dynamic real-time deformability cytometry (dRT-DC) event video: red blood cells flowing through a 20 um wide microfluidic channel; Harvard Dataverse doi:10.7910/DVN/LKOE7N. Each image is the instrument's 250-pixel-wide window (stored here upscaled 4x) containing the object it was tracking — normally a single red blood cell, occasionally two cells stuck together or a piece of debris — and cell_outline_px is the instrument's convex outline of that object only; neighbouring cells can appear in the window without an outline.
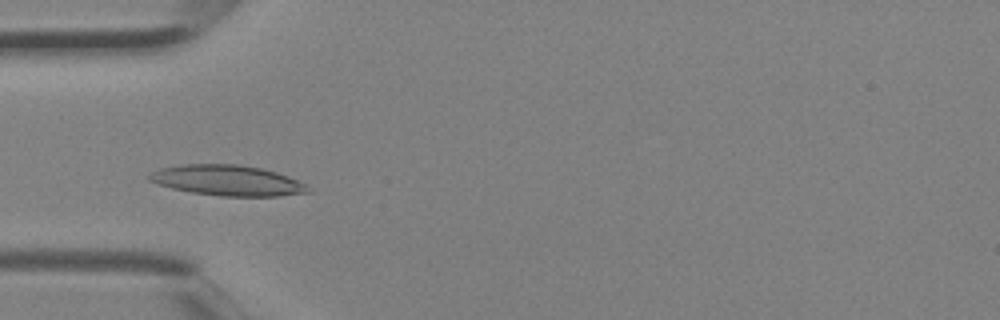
{"species": "Egyptian fruit bat (a non-hibernating species)", "species_latin": "Rousettus aegyptiacus", "temperature_condition": "room temperature", "stored_images_in_passage": 4, "camera_frame_rate_fps": 3000, "um_per_image_px": 0.085, "animal": {"sex": "female"}, "frame": {"image": 1, "passage_image": 3, "time_ms": 0.667, "image_size_px": [1000, 320], "cell_outline_px": [[312, 192], [280, 196], [220, 196], [192, 192], [172, 188], [148, 180], [148, 176], [152, 172], [160, 168], [184, 164], [240, 164], [260, 168], [276, 172], [288, 176], [304, 184]], "centroid_in_image_um": [19.34, 15.33], "position_along_channel_um": 65.7, "area_um2": 28.03}}
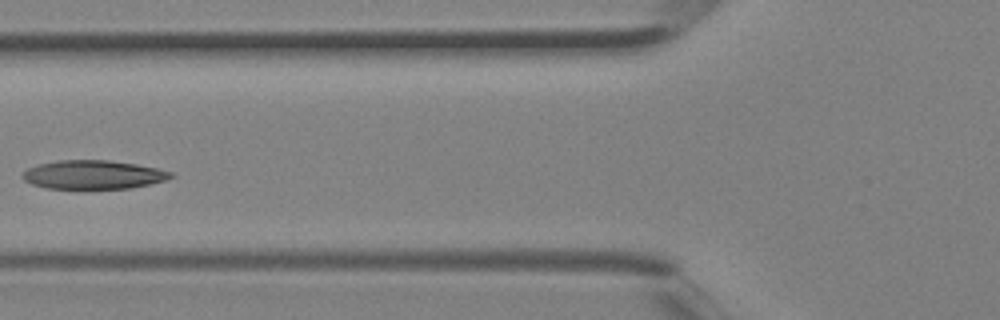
{"frame": {"image": 2, "passage_image": 4, "time_ms": 1.0, "image_size_px": [1000, 320], "cell_outline_px": [[176, 176], [168, 180], [128, 188], [44, 188], [32, 184], [24, 180], [20, 176], [28, 168], [36, 164], [60, 160], [108, 160], [136, 164], [156, 168], [172, 172]], "centroid_in_image_um": [7.92, 14.84], "position_along_channel_um": 117.9, "area_um2": 24.8}}